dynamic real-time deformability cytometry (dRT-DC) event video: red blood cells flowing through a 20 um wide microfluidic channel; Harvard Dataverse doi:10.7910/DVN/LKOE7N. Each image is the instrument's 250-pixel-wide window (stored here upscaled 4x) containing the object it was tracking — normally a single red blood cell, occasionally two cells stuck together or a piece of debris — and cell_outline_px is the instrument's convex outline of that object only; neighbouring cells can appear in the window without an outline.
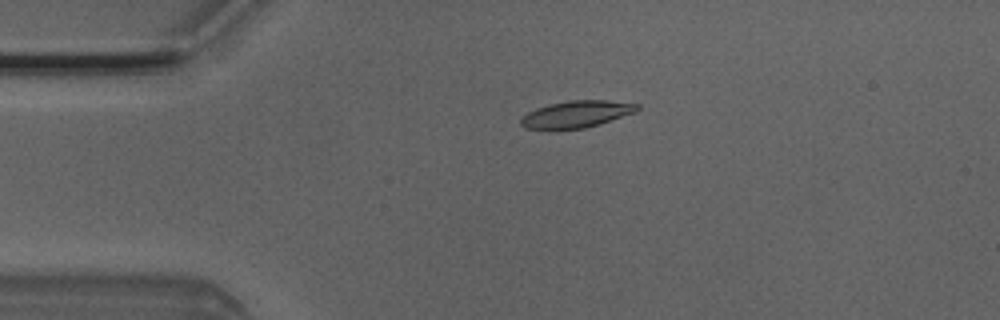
{"species": "Egyptian fruit bat (a non-hibernating species)", "species_latin": "Rousettus aegyptiacus", "temperature_condition": "room temperature", "stored_images_in_passage": 5, "camera_frame_rate_fps": 3000, "um_per_image_px": 0.085, "animal": {"sex": "male"}, "frame": {"image": 1, "passage_image": 3, "time_ms": 0.667, "image_size_px": [1000, 320], "cell_outline_px": [[640, 108], [636, 112], [600, 124], [584, 128], [524, 128], [520, 124], [520, 120], [528, 112], [536, 108], [548, 104], [568, 100], [604, 100], [640, 104]], "centroid_in_image_um": [49.04, 9.68], "position_along_channel_um": 36.0, "area_um2": 18.03}}